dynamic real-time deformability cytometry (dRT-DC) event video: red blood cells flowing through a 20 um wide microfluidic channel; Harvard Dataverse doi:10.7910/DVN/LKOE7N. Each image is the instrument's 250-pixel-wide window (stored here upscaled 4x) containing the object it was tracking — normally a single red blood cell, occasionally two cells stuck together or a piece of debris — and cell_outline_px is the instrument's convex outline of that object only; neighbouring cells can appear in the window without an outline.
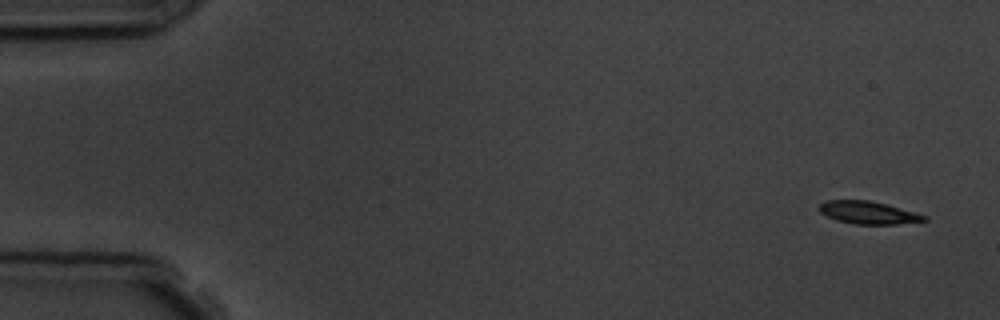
{"species": "common noctule bat (a hibernating species)", "species_latin": "Nyctalus noctula", "temperature_condition": "room temperature", "stored_images_in_passage": 4, "camera_frame_rate_fps": 3000, "um_per_image_px": 0.085, "animal": {"sex": "male", "body_mass_g": 19.5, "forearm_length_mm": 54.6}, "frame": {"image": 1, "passage_image": 1, "time_ms": 0.0, "image_size_px": [1000, 320], "cell_outline_px": [[928, 220], [896, 224], [852, 224], [836, 220], [820, 212], [820, 204], [828, 200], [868, 200], [884, 204], [928, 216]], "centroid_in_image_um": [73.79, 18.08], "position_along_channel_um": 11.2, "area_um2": 13.58}}